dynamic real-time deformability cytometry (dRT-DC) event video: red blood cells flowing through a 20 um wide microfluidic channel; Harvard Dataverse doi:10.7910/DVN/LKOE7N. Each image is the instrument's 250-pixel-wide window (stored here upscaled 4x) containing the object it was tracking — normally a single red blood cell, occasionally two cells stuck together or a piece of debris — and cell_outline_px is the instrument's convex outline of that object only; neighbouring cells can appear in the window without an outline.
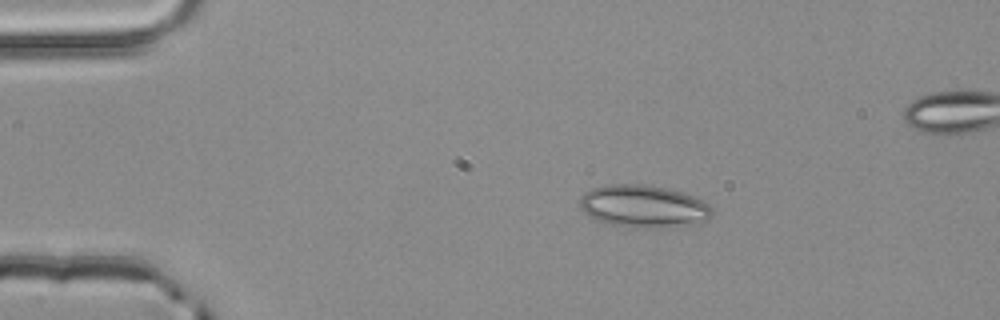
{"species": "common noctule bat (a hibernating species)", "species_latin": "Nyctalus noctula", "temperature_condition": "room temperature", "stored_images_in_passage": 3, "camera_frame_rate_fps": 3000, "um_per_image_px": 0.085, "animal": {"sex": "male", "body_mass_g": 20.4}, "frame": {"image": 1, "passage_image": 1, "time_ms": 0.0, "image_size_px": [1000, 320], "cell_outline_px": [[712, 216], [708, 220], [668, 228], [636, 228], [604, 224], [596, 220], [584, 212], [580, 204], [580, 196], [584, 192], [592, 188], [604, 184], [644, 184], [668, 188], [692, 196], [708, 204], [712, 208]], "centroid_in_image_um": [54.66, 17.54], "position_along_channel_um": 30.3, "area_um2": 33.06}}